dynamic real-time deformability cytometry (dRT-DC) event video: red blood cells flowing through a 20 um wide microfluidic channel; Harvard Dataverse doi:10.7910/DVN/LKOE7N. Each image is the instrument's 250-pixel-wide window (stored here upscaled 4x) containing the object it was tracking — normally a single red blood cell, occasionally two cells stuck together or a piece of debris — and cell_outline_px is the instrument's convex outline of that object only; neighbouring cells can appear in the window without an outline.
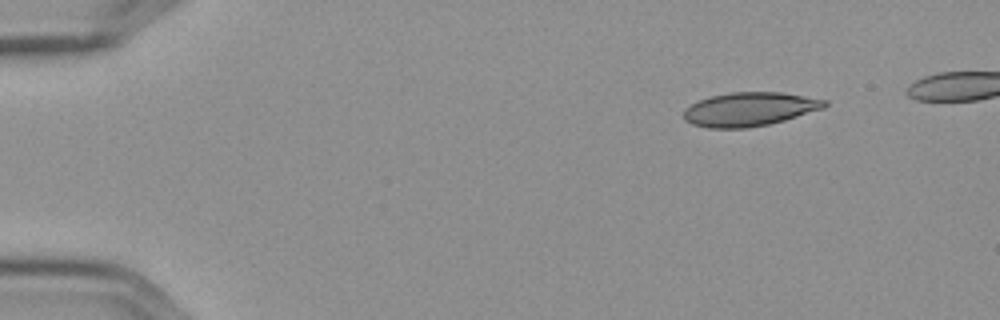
{"species": "Egyptian fruit bat (a non-hibernating species)", "species_latin": "Rousettus aegyptiacus", "temperature_condition": "cold", "stored_images_in_passage": 5, "camera_frame_rate_fps": 3000, "um_per_image_px": 0.085, "frame": {"image": 1, "passage_image": 1, "time_ms": 0.0, "image_size_px": [1000, 320], "cell_outline_px": [[828, 104], [824, 108], [784, 120], [768, 124], [748, 128], [708, 128], [692, 124], [684, 120], [684, 108], [700, 100], [712, 96], [728, 92], [780, 92], [828, 100]], "centroid_in_image_um": [63.7, 9.28], "position_along_channel_um": 21.3, "area_um2": 27.69}}
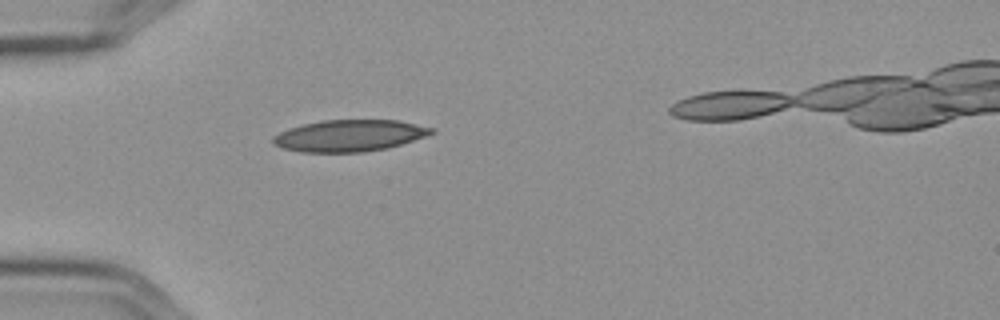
{"frame": {"image": 2, "passage_image": 4, "time_ms": 1.0, "image_size_px": [1000, 320], "cell_outline_px": [[436, 132], [388, 148], [364, 152], [300, 152], [284, 148], [272, 144], [272, 136], [288, 128], [320, 120], [400, 120], [436, 128]], "centroid_in_image_um": [29.7, 11.52], "position_along_channel_um": 55.3, "area_um2": 29.3}}